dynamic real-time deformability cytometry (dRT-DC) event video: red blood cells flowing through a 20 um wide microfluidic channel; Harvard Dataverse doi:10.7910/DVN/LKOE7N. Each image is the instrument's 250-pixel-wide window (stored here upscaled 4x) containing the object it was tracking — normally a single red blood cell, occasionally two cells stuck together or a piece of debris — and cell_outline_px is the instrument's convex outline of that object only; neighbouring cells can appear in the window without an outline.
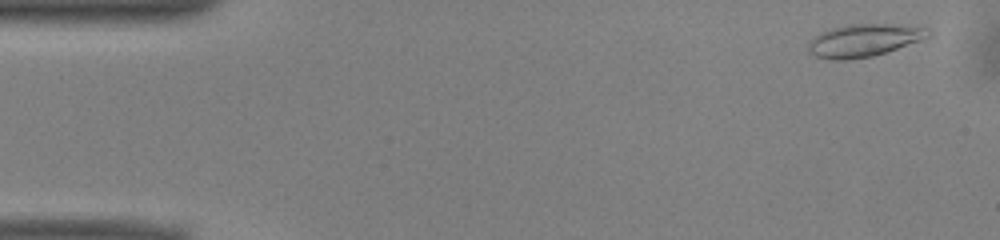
{"species": "common noctule bat (a hibernating species)", "species_latin": "Nyctalus noctula", "temperature_condition": "warm", "stored_images_in_passage": 43, "camera_frame_rate_fps": 3000, "um_per_image_px": 0.085, "animal": {"sex": "male", "body_mass_g": 13.0, "forearm_length_mm": 53.1}, "frame": {"image": 1, "passage_image": 3, "time_ms": 0.667, "image_size_px": [1000, 240], "cell_outline_px": [[932, 32], [928, 36], [920, 40], [872, 56], [848, 60], [832, 60], [816, 56], [808, 52], [808, 40], [820, 32], [832, 28], [848, 24], [900, 24], [928, 28]], "centroid_in_image_um": [73.39, 3.42], "position_along_channel_um": 11.6, "area_um2": 22.77}}
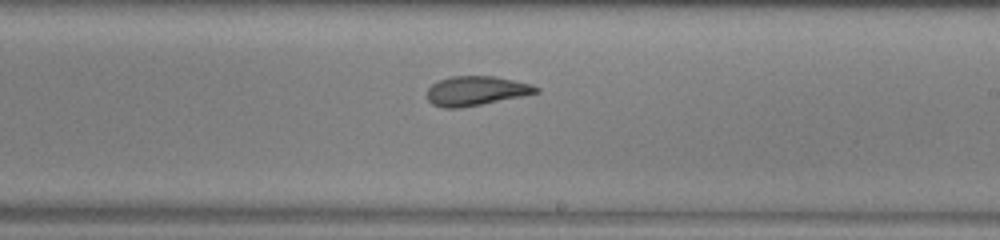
{"frame": {"image": 2, "passage_image": 30, "time_ms": 9.667, "image_size_px": [1000, 240], "cell_outline_px": [[540, 92], [460, 108], [444, 108], [432, 104], [428, 100], [428, 88], [432, 84], [440, 80], [452, 76], [496, 76], [532, 84], [540, 88]], "centroid_in_image_um": [40.47, 7.71], "position_along_channel_um": 248.5, "area_um2": 18.5}}
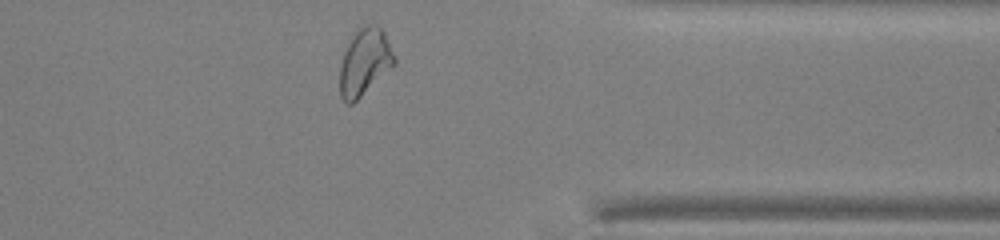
{"frame": {"image": 3, "passage_image": 41, "time_ms": 13.333, "image_size_px": [1000, 240], "cell_outline_px": [[396, 64], [352, 104], [348, 104], [340, 96], [340, 68], [344, 52], [352, 36], [360, 28], [368, 24], [376, 24], [384, 32], [396, 60]], "centroid_in_image_um": [31.0, 5.28], "position_along_channel_um": 380.4, "area_um2": 20.87}, "authors_computed_cell_mechanics": {"area_um2": 20.1722, "velocity_mm_per_s": 3.9458, "shape_relaxation_time_tau1_ms": null, "shape_relaxation_time_tau2_ms": 2.1372, "deformation_change_tau1": null, "deformation_change_tau2": 0.0944}}